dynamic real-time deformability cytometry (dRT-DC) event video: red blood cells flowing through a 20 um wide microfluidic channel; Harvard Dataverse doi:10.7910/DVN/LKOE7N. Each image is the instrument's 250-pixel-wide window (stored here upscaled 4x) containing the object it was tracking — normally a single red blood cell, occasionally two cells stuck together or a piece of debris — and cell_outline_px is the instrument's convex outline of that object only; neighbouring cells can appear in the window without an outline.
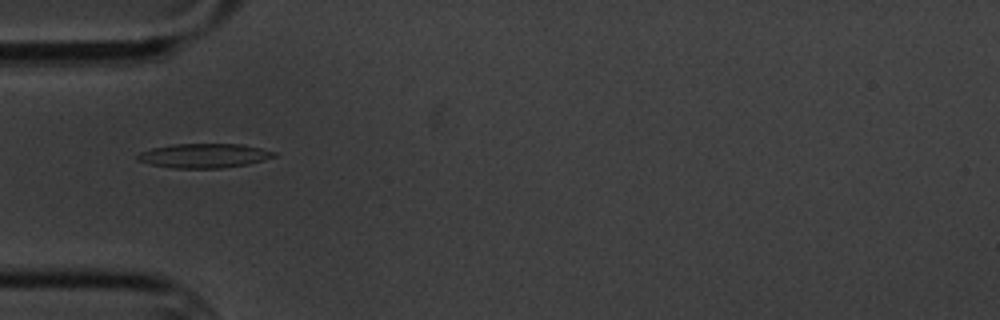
{"species": "common noctule bat (a hibernating species)", "species_latin": "Nyctalus noctula", "temperature_condition": "cold", "stored_images_in_passage": 15, "camera_frame_rate_fps": 3000, "um_per_image_px": 0.085, "animal": {"sex": "male", "body_mass_g": 20.1, "forearm_length_mm": 53.5}, "frame": {"image": 1, "passage_image": 5, "time_ms": 5.667, "image_size_px": [1000, 320], "cell_outline_px": [[276, 156], [264, 160], [248, 164], [220, 168], [172, 168], [148, 164], [136, 160], [136, 156], [140, 152], [152, 148], [172, 144], [244, 144], [276, 152]], "centroid_in_image_um": [17.32, 13.23], "position_along_channel_um": 67.7, "area_um2": 19.42}}
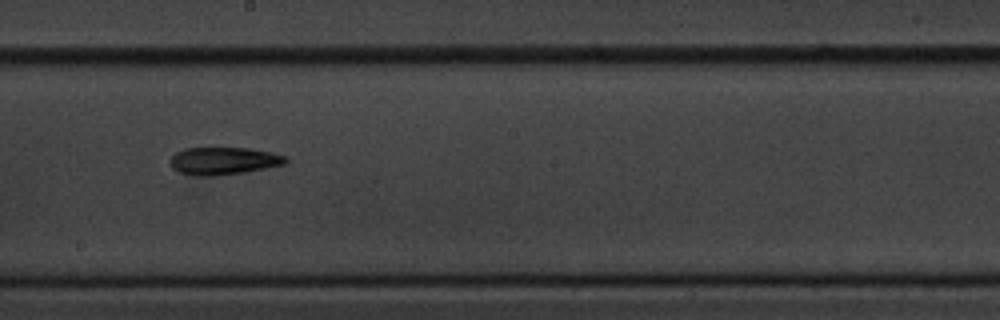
{"frame": {"image": 2, "passage_image": 9, "time_ms": 10.333, "image_size_px": [1000, 320], "cell_outline_px": [[288, 160], [284, 164], [244, 172], [216, 176], [204, 176], [180, 172], [172, 168], [168, 160], [176, 152], [184, 148], [248, 148], [272, 152], [288, 156]], "centroid_in_image_um": [19.0, 13.66], "position_along_channel_um": 229.2, "area_um2": 18.5}}
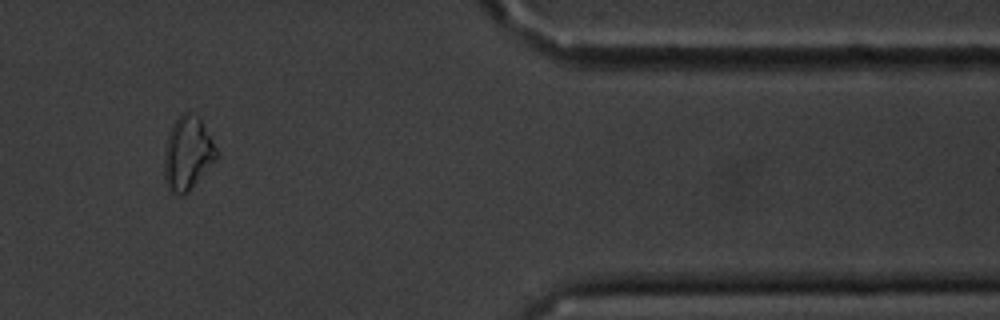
{"frame": {"image": 3, "passage_image": 13, "time_ms": 16.0, "image_size_px": [1000, 320], "cell_outline_px": [[216, 156], [188, 192], [184, 196], [172, 192], [168, 188], [164, 180], [164, 152], [168, 136], [172, 124], [188, 108], [200, 116], [216, 148]], "centroid_in_image_um": [15.91, 12.98], "position_along_channel_um": 395.5, "area_um2": 22.14}, "authors_computed_cell_mechanics": {"area_um2": 18.6116, "velocity_mm_per_s": 3.4496, "shape_relaxation_time_tau1_ms": 3.3101, "shape_relaxation_time_tau2_ms": 3.846, "deformation_change_tau1": 0.1149, "deformation_change_tau2": 0.105}}